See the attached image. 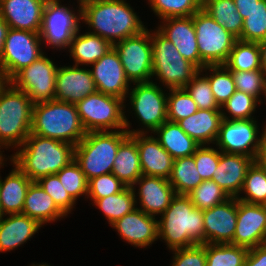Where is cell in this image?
Masks as SVG:
<instances>
[{
    "label": "cell",
    "mask_w": 266,
    "mask_h": 266,
    "mask_svg": "<svg viewBox=\"0 0 266 266\" xmlns=\"http://www.w3.org/2000/svg\"><path fill=\"white\" fill-rule=\"evenodd\" d=\"M8 29H9L8 24L4 21V19L0 15V58L3 51V46Z\"/></svg>",
    "instance_id": "55"
},
{
    "label": "cell",
    "mask_w": 266,
    "mask_h": 266,
    "mask_svg": "<svg viewBox=\"0 0 266 266\" xmlns=\"http://www.w3.org/2000/svg\"><path fill=\"white\" fill-rule=\"evenodd\" d=\"M153 32L151 31L152 77L156 76L167 89L184 88L200 70L184 59L158 29Z\"/></svg>",
    "instance_id": "7"
},
{
    "label": "cell",
    "mask_w": 266,
    "mask_h": 266,
    "mask_svg": "<svg viewBox=\"0 0 266 266\" xmlns=\"http://www.w3.org/2000/svg\"><path fill=\"white\" fill-rule=\"evenodd\" d=\"M168 181L178 195H188L203 181L197 171L193 155L174 159Z\"/></svg>",
    "instance_id": "35"
},
{
    "label": "cell",
    "mask_w": 266,
    "mask_h": 266,
    "mask_svg": "<svg viewBox=\"0 0 266 266\" xmlns=\"http://www.w3.org/2000/svg\"><path fill=\"white\" fill-rule=\"evenodd\" d=\"M193 157L201 178L203 180H212L213 173L219 164L220 150L200 145L193 154Z\"/></svg>",
    "instance_id": "50"
},
{
    "label": "cell",
    "mask_w": 266,
    "mask_h": 266,
    "mask_svg": "<svg viewBox=\"0 0 266 266\" xmlns=\"http://www.w3.org/2000/svg\"><path fill=\"white\" fill-rule=\"evenodd\" d=\"M192 17L201 61L205 65H224L238 39L202 8Z\"/></svg>",
    "instance_id": "9"
},
{
    "label": "cell",
    "mask_w": 266,
    "mask_h": 266,
    "mask_svg": "<svg viewBox=\"0 0 266 266\" xmlns=\"http://www.w3.org/2000/svg\"><path fill=\"white\" fill-rule=\"evenodd\" d=\"M254 119H222L215 141L217 149L255 159L261 137L258 136L259 126Z\"/></svg>",
    "instance_id": "15"
},
{
    "label": "cell",
    "mask_w": 266,
    "mask_h": 266,
    "mask_svg": "<svg viewBox=\"0 0 266 266\" xmlns=\"http://www.w3.org/2000/svg\"><path fill=\"white\" fill-rule=\"evenodd\" d=\"M78 35V36H77ZM113 45L106 39L89 32L76 33L70 43L69 52L75 66L92 65L101 59Z\"/></svg>",
    "instance_id": "31"
},
{
    "label": "cell",
    "mask_w": 266,
    "mask_h": 266,
    "mask_svg": "<svg viewBox=\"0 0 266 266\" xmlns=\"http://www.w3.org/2000/svg\"><path fill=\"white\" fill-rule=\"evenodd\" d=\"M244 266H266V243L249 249Z\"/></svg>",
    "instance_id": "52"
},
{
    "label": "cell",
    "mask_w": 266,
    "mask_h": 266,
    "mask_svg": "<svg viewBox=\"0 0 266 266\" xmlns=\"http://www.w3.org/2000/svg\"><path fill=\"white\" fill-rule=\"evenodd\" d=\"M236 90L252 95L258 100L263 93L266 98V75L262 69L231 71Z\"/></svg>",
    "instance_id": "46"
},
{
    "label": "cell",
    "mask_w": 266,
    "mask_h": 266,
    "mask_svg": "<svg viewBox=\"0 0 266 266\" xmlns=\"http://www.w3.org/2000/svg\"><path fill=\"white\" fill-rule=\"evenodd\" d=\"M175 254L171 266H206L205 244L172 250Z\"/></svg>",
    "instance_id": "51"
},
{
    "label": "cell",
    "mask_w": 266,
    "mask_h": 266,
    "mask_svg": "<svg viewBox=\"0 0 266 266\" xmlns=\"http://www.w3.org/2000/svg\"><path fill=\"white\" fill-rule=\"evenodd\" d=\"M262 100H258L252 95L243 93L236 90L234 94L221 105L222 118L231 120L233 119H253L252 114L255 112L256 106L261 104ZM227 110L231 116H227L224 108Z\"/></svg>",
    "instance_id": "44"
},
{
    "label": "cell",
    "mask_w": 266,
    "mask_h": 266,
    "mask_svg": "<svg viewBox=\"0 0 266 266\" xmlns=\"http://www.w3.org/2000/svg\"><path fill=\"white\" fill-rule=\"evenodd\" d=\"M75 105L86 132L130 128L123 99L96 91Z\"/></svg>",
    "instance_id": "8"
},
{
    "label": "cell",
    "mask_w": 266,
    "mask_h": 266,
    "mask_svg": "<svg viewBox=\"0 0 266 266\" xmlns=\"http://www.w3.org/2000/svg\"><path fill=\"white\" fill-rule=\"evenodd\" d=\"M59 1L47 0L39 32L41 41L57 50L69 48L74 35L80 31L81 19V1L78 2V13L60 5Z\"/></svg>",
    "instance_id": "11"
},
{
    "label": "cell",
    "mask_w": 266,
    "mask_h": 266,
    "mask_svg": "<svg viewBox=\"0 0 266 266\" xmlns=\"http://www.w3.org/2000/svg\"><path fill=\"white\" fill-rule=\"evenodd\" d=\"M36 182L52 197L54 203L65 215L70 213L76 201L64 189L56 174L44 176Z\"/></svg>",
    "instance_id": "48"
},
{
    "label": "cell",
    "mask_w": 266,
    "mask_h": 266,
    "mask_svg": "<svg viewBox=\"0 0 266 266\" xmlns=\"http://www.w3.org/2000/svg\"><path fill=\"white\" fill-rule=\"evenodd\" d=\"M130 136L137 143L142 174L168 179L174 159L160 145L156 136H146V133L130 134Z\"/></svg>",
    "instance_id": "23"
},
{
    "label": "cell",
    "mask_w": 266,
    "mask_h": 266,
    "mask_svg": "<svg viewBox=\"0 0 266 266\" xmlns=\"http://www.w3.org/2000/svg\"><path fill=\"white\" fill-rule=\"evenodd\" d=\"M238 199L227 201L203 211L205 244L231 243L237 225Z\"/></svg>",
    "instance_id": "18"
},
{
    "label": "cell",
    "mask_w": 266,
    "mask_h": 266,
    "mask_svg": "<svg viewBox=\"0 0 266 266\" xmlns=\"http://www.w3.org/2000/svg\"><path fill=\"white\" fill-rule=\"evenodd\" d=\"M125 0H82L81 20L112 45L146 29Z\"/></svg>",
    "instance_id": "1"
},
{
    "label": "cell",
    "mask_w": 266,
    "mask_h": 266,
    "mask_svg": "<svg viewBox=\"0 0 266 266\" xmlns=\"http://www.w3.org/2000/svg\"><path fill=\"white\" fill-rule=\"evenodd\" d=\"M263 130L262 135L260 134L261 141L254 161L266 171V130Z\"/></svg>",
    "instance_id": "53"
},
{
    "label": "cell",
    "mask_w": 266,
    "mask_h": 266,
    "mask_svg": "<svg viewBox=\"0 0 266 266\" xmlns=\"http://www.w3.org/2000/svg\"><path fill=\"white\" fill-rule=\"evenodd\" d=\"M224 65L230 71H252L262 69L259 43L237 40Z\"/></svg>",
    "instance_id": "36"
},
{
    "label": "cell",
    "mask_w": 266,
    "mask_h": 266,
    "mask_svg": "<svg viewBox=\"0 0 266 266\" xmlns=\"http://www.w3.org/2000/svg\"><path fill=\"white\" fill-rule=\"evenodd\" d=\"M41 43L37 32L8 29L0 64L9 80L44 54Z\"/></svg>",
    "instance_id": "13"
},
{
    "label": "cell",
    "mask_w": 266,
    "mask_h": 266,
    "mask_svg": "<svg viewBox=\"0 0 266 266\" xmlns=\"http://www.w3.org/2000/svg\"><path fill=\"white\" fill-rule=\"evenodd\" d=\"M200 75L201 71L193 77L184 89L193 98L199 109L221 110V107L215 101L208 78L206 75H203V77Z\"/></svg>",
    "instance_id": "47"
},
{
    "label": "cell",
    "mask_w": 266,
    "mask_h": 266,
    "mask_svg": "<svg viewBox=\"0 0 266 266\" xmlns=\"http://www.w3.org/2000/svg\"><path fill=\"white\" fill-rule=\"evenodd\" d=\"M249 249L227 244H205L206 266H244Z\"/></svg>",
    "instance_id": "37"
},
{
    "label": "cell",
    "mask_w": 266,
    "mask_h": 266,
    "mask_svg": "<svg viewBox=\"0 0 266 266\" xmlns=\"http://www.w3.org/2000/svg\"><path fill=\"white\" fill-rule=\"evenodd\" d=\"M160 216L158 238L169 250L205 244L203 210L196 208L188 195L176 194Z\"/></svg>",
    "instance_id": "3"
},
{
    "label": "cell",
    "mask_w": 266,
    "mask_h": 266,
    "mask_svg": "<svg viewBox=\"0 0 266 266\" xmlns=\"http://www.w3.org/2000/svg\"><path fill=\"white\" fill-rule=\"evenodd\" d=\"M202 9L225 30L241 40L244 19L238 12L234 0H202Z\"/></svg>",
    "instance_id": "33"
},
{
    "label": "cell",
    "mask_w": 266,
    "mask_h": 266,
    "mask_svg": "<svg viewBox=\"0 0 266 266\" xmlns=\"http://www.w3.org/2000/svg\"><path fill=\"white\" fill-rule=\"evenodd\" d=\"M3 212H2V209H1V206H0V219L3 217Z\"/></svg>",
    "instance_id": "59"
},
{
    "label": "cell",
    "mask_w": 266,
    "mask_h": 266,
    "mask_svg": "<svg viewBox=\"0 0 266 266\" xmlns=\"http://www.w3.org/2000/svg\"><path fill=\"white\" fill-rule=\"evenodd\" d=\"M58 67L44 54L20 70L10 82L28 94L33 104L54 100Z\"/></svg>",
    "instance_id": "14"
},
{
    "label": "cell",
    "mask_w": 266,
    "mask_h": 266,
    "mask_svg": "<svg viewBox=\"0 0 266 266\" xmlns=\"http://www.w3.org/2000/svg\"><path fill=\"white\" fill-rule=\"evenodd\" d=\"M22 214L37 220L41 225L66 216L37 182L29 186Z\"/></svg>",
    "instance_id": "29"
},
{
    "label": "cell",
    "mask_w": 266,
    "mask_h": 266,
    "mask_svg": "<svg viewBox=\"0 0 266 266\" xmlns=\"http://www.w3.org/2000/svg\"><path fill=\"white\" fill-rule=\"evenodd\" d=\"M119 236L135 247L146 248L158 240V220L138 207L111 225Z\"/></svg>",
    "instance_id": "21"
},
{
    "label": "cell",
    "mask_w": 266,
    "mask_h": 266,
    "mask_svg": "<svg viewBox=\"0 0 266 266\" xmlns=\"http://www.w3.org/2000/svg\"><path fill=\"white\" fill-rule=\"evenodd\" d=\"M266 39V0H259L243 20L241 41L260 42Z\"/></svg>",
    "instance_id": "41"
},
{
    "label": "cell",
    "mask_w": 266,
    "mask_h": 266,
    "mask_svg": "<svg viewBox=\"0 0 266 266\" xmlns=\"http://www.w3.org/2000/svg\"><path fill=\"white\" fill-rule=\"evenodd\" d=\"M135 186H126L121 192L97 199L93 205L100 209L110 226L124 215L133 211L137 203Z\"/></svg>",
    "instance_id": "34"
},
{
    "label": "cell",
    "mask_w": 266,
    "mask_h": 266,
    "mask_svg": "<svg viewBox=\"0 0 266 266\" xmlns=\"http://www.w3.org/2000/svg\"><path fill=\"white\" fill-rule=\"evenodd\" d=\"M151 31L146 28L140 34L127 37L113 45L124 72L132 83L150 82L152 79Z\"/></svg>",
    "instance_id": "12"
},
{
    "label": "cell",
    "mask_w": 266,
    "mask_h": 266,
    "mask_svg": "<svg viewBox=\"0 0 266 266\" xmlns=\"http://www.w3.org/2000/svg\"><path fill=\"white\" fill-rule=\"evenodd\" d=\"M10 82L7 78L3 67L0 64V92Z\"/></svg>",
    "instance_id": "57"
},
{
    "label": "cell",
    "mask_w": 266,
    "mask_h": 266,
    "mask_svg": "<svg viewBox=\"0 0 266 266\" xmlns=\"http://www.w3.org/2000/svg\"><path fill=\"white\" fill-rule=\"evenodd\" d=\"M74 149L75 146L67 142L30 133L10 161L36 182L44 176L57 174L74 160Z\"/></svg>",
    "instance_id": "2"
},
{
    "label": "cell",
    "mask_w": 266,
    "mask_h": 266,
    "mask_svg": "<svg viewBox=\"0 0 266 266\" xmlns=\"http://www.w3.org/2000/svg\"><path fill=\"white\" fill-rule=\"evenodd\" d=\"M188 196L192 204L203 211L222 204L231 198L213 180H203Z\"/></svg>",
    "instance_id": "42"
},
{
    "label": "cell",
    "mask_w": 266,
    "mask_h": 266,
    "mask_svg": "<svg viewBox=\"0 0 266 266\" xmlns=\"http://www.w3.org/2000/svg\"><path fill=\"white\" fill-rule=\"evenodd\" d=\"M125 187L112 173L96 176L88 180L87 198L90 197L94 203L99 198L121 192Z\"/></svg>",
    "instance_id": "49"
},
{
    "label": "cell",
    "mask_w": 266,
    "mask_h": 266,
    "mask_svg": "<svg viewBox=\"0 0 266 266\" xmlns=\"http://www.w3.org/2000/svg\"><path fill=\"white\" fill-rule=\"evenodd\" d=\"M245 197H236L238 200L257 205H266V171L255 161L248 168L241 189Z\"/></svg>",
    "instance_id": "38"
},
{
    "label": "cell",
    "mask_w": 266,
    "mask_h": 266,
    "mask_svg": "<svg viewBox=\"0 0 266 266\" xmlns=\"http://www.w3.org/2000/svg\"><path fill=\"white\" fill-rule=\"evenodd\" d=\"M154 134L160 145L172 156L173 159L191 156L200 146L193 138L187 135L176 122L166 121Z\"/></svg>",
    "instance_id": "32"
},
{
    "label": "cell",
    "mask_w": 266,
    "mask_h": 266,
    "mask_svg": "<svg viewBox=\"0 0 266 266\" xmlns=\"http://www.w3.org/2000/svg\"><path fill=\"white\" fill-rule=\"evenodd\" d=\"M31 266H50V265H48V264H46V263H42V264H32Z\"/></svg>",
    "instance_id": "58"
},
{
    "label": "cell",
    "mask_w": 266,
    "mask_h": 266,
    "mask_svg": "<svg viewBox=\"0 0 266 266\" xmlns=\"http://www.w3.org/2000/svg\"><path fill=\"white\" fill-rule=\"evenodd\" d=\"M167 96V120L178 123L193 115L199 108L184 88L169 89Z\"/></svg>",
    "instance_id": "43"
},
{
    "label": "cell",
    "mask_w": 266,
    "mask_h": 266,
    "mask_svg": "<svg viewBox=\"0 0 266 266\" xmlns=\"http://www.w3.org/2000/svg\"><path fill=\"white\" fill-rule=\"evenodd\" d=\"M91 75L97 91L126 101L131 82L126 77L120 57L112 47L101 59L92 64ZM130 83V84H129Z\"/></svg>",
    "instance_id": "16"
},
{
    "label": "cell",
    "mask_w": 266,
    "mask_h": 266,
    "mask_svg": "<svg viewBox=\"0 0 266 266\" xmlns=\"http://www.w3.org/2000/svg\"><path fill=\"white\" fill-rule=\"evenodd\" d=\"M33 103L28 94L9 82L0 92V149H19L31 133ZM0 150V157H3Z\"/></svg>",
    "instance_id": "5"
},
{
    "label": "cell",
    "mask_w": 266,
    "mask_h": 266,
    "mask_svg": "<svg viewBox=\"0 0 266 266\" xmlns=\"http://www.w3.org/2000/svg\"><path fill=\"white\" fill-rule=\"evenodd\" d=\"M31 133L76 146L87 132L76 105L54 99L33 105Z\"/></svg>",
    "instance_id": "4"
},
{
    "label": "cell",
    "mask_w": 266,
    "mask_h": 266,
    "mask_svg": "<svg viewBox=\"0 0 266 266\" xmlns=\"http://www.w3.org/2000/svg\"><path fill=\"white\" fill-rule=\"evenodd\" d=\"M163 25L158 30L167 37L184 59L194 64L199 70L206 65L201 61L193 17H177L162 19Z\"/></svg>",
    "instance_id": "20"
},
{
    "label": "cell",
    "mask_w": 266,
    "mask_h": 266,
    "mask_svg": "<svg viewBox=\"0 0 266 266\" xmlns=\"http://www.w3.org/2000/svg\"><path fill=\"white\" fill-rule=\"evenodd\" d=\"M112 174L128 187L143 175L137 143L130 135L119 145Z\"/></svg>",
    "instance_id": "30"
},
{
    "label": "cell",
    "mask_w": 266,
    "mask_h": 266,
    "mask_svg": "<svg viewBox=\"0 0 266 266\" xmlns=\"http://www.w3.org/2000/svg\"><path fill=\"white\" fill-rule=\"evenodd\" d=\"M253 162L252 157L220 151L219 164L212 180L230 197H240L245 176Z\"/></svg>",
    "instance_id": "24"
},
{
    "label": "cell",
    "mask_w": 266,
    "mask_h": 266,
    "mask_svg": "<svg viewBox=\"0 0 266 266\" xmlns=\"http://www.w3.org/2000/svg\"><path fill=\"white\" fill-rule=\"evenodd\" d=\"M209 70L207 78L211 86L215 101L221 107L236 91L231 71L225 65H206L201 72Z\"/></svg>",
    "instance_id": "39"
},
{
    "label": "cell",
    "mask_w": 266,
    "mask_h": 266,
    "mask_svg": "<svg viewBox=\"0 0 266 266\" xmlns=\"http://www.w3.org/2000/svg\"><path fill=\"white\" fill-rule=\"evenodd\" d=\"M266 243V205L238 200L237 225L230 244L247 249Z\"/></svg>",
    "instance_id": "17"
},
{
    "label": "cell",
    "mask_w": 266,
    "mask_h": 266,
    "mask_svg": "<svg viewBox=\"0 0 266 266\" xmlns=\"http://www.w3.org/2000/svg\"><path fill=\"white\" fill-rule=\"evenodd\" d=\"M151 9L161 20L190 17L202 8V0H148Z\"/></svg>",
    "instance_id": "40"
},
{
    "label": "cell",
    "mask_w": 266,
    "mask_h": 266,
    "mask_svg": "<svg viewBox=\"0 0 266 266\" xmlns=\"http://www.w3.org/2000/svg\"><path fill=\"white\" fill-rule=\"evenodd\" d=\"M135 184L139 185V209L154 217L161 215L176 195L174 188L165 178L141 175Z\"/></svg>",
    "instance_id": "25"
},
{
    "label": "cell",
    "mask_w": 266,
    "mask_h": 266,
    "mask_svg": "<svg viewBox=\"0 0 266 266\" xmlns=\"http://www.w3.org/2000/svg\"><path fill=\"white\" fill-rule=\"evenodd\" d=\"M47 0H0V15L9 28L40 32Z\"/></svg>",
    "instance_id": "22"
},
{
    "label": "cell",
    "mask_w": 266,
    "mask_h": 266,
    "mask_svg": "<svg viewBox=\"0 0 266 266\" xmlns=\"http://www.w3.org/2000/svg\"><path fill=\"white\" fill-rule=\"evenodd\" d=\"M56 175L58 176L64 189L75 201H77V198L80 195L87 196L88 180L75 160H72Z\"/></svg>",
    "instance_id": "45"
},
{
    "label": "cell",
    "mask_w": 266,
    "mask_h": 266,
    "mask_svg": "<svg viewBox=\"0 0 266 266\" xmlns=\"http://www.w3.org/2000/svg\"><path fill=\"white\" fill-rule=\"evenodd\" d=\"M261 68L266 75V39L259 42Z\"/></svg>",
    "instance_id": "56"
},
{
    "label": "cell",
    "mask_w": 266,
    "mask_h": 266,
    "mask_svg": "<svg viewBox=\"0 0 266 266\" xmlns=\"http://www.w3.org/2000/svg\"><path fill=\"white\" fill-rule=\"evenodd\" d=\"M221 110L198 109L193 115L178 122L181 129L200 145L216 141L222 121Z\"/></svg>",
    "instance_id": "28"
},
{
    "label": "cell",
    "mask_w": 266,
    "mask_h": 266,
    "mask_svg": "<svg viewBox=\"0 0 266 266\" xmlns=\"http://www.w3.org/2000/svg\"><path fill=\"white\" fill-rule=\"evenodd\" d=\"M136 86L130 89V105L134 114L139 121L144 125L143 129L133 131L126 130L129 134L146 133L150 130L151 133L159 128L167 121V96L162 88L157 86V83L141 82L134 83ZM148 130V131H143Z\"/></svg>",
    "instance_id": "10"
},
{
    "label": "cell",
    "mask_w": 266,
    "mask_h": 266,
    "mask_svg": "<svg viewBox=\"0 0 266 266\" xmlns=\"http://www.w3.org/2000/svg\"><path fill=\"white\" fill-rule=\"evenodd\" d=\"M4 159L0 157V167L4 165ZM13 167L4 181L0 176V206L5 216L22 213L25 196L33 183L15 164Z\"/></svg>",
    "instance_id": "26"
},
{
    "label": "cell",
    "mask_w": 266,
    "mask_h": 266,
    "mask_svg": "<svg viewBox=\"0 0 266 266\" xmlns=\"http://www.w3.org/2000/svg\"><path fill=\"white\" fill-rule=\"evenodd\" d=\"M8 216L0 219V252L18 248L42 227L37 220L22 213Z\"/></svg>",
    "instance_id": "27"
},
{
    "label": "cell",
    "mask_w": 266,
    "mask_h": 266,
    "mask_svg": "<svg viewBox=\"0 0 266 266\" xmlns=\"http://www.w3.org/2000/svg\"><path fill=\"white\" fill-rule=\"evenodd\" d=\"M130 134L126 130L87 132L75 146L74 160L87 180L112 173L119 145Z\"/></svg>",
    "instance_id": "6"
},
{
    "label": "cell",
    "mask_w": 266,
    "mask_h": 266,
    "mask_svg": "<svg viewBox=\"0 0 266 266\" xmlns=\"http://www.w3.org/2000/svg\"><path fill=\"white\" fill-rule=\"evenodd\" d=\"M96 91L90 69L86 70L75 65L58 67L55 81V100L76 104Z\"/></svg>",
    "instance_id": "19"
},
{
    "label": "cell",
    "mask_w": 266,
    "mask_h": 266,
    "mask_svg": "<svg viewBox=\"0 0 266 266\" xmlns=\"http://www.w3.org/2000/svg\"><path fill=\"white\" fill-rule=\"evenodd\" d=\"M259 0H234L238 12L243 19L246 18L251 9L256 5Z\"/></svg>",
    "instance_id": "54"
}]
</instances>
